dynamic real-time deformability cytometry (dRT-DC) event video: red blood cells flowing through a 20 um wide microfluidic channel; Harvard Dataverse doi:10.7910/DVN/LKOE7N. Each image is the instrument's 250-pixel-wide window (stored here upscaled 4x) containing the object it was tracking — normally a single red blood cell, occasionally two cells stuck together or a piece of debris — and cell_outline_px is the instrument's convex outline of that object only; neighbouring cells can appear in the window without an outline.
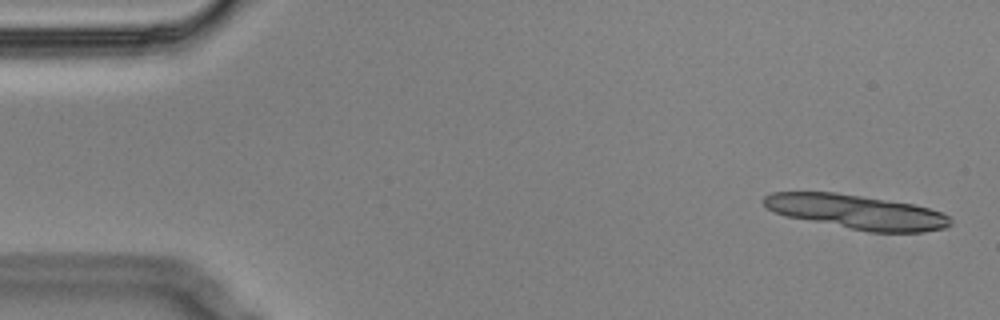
{"species": "Egyptian fruit bat (a non-hibernating species)", "species_latin": "Rousettus aegyptiacus", "temperature_condition": "cold", "stored_images_in_passage": 13, "camera_frame_rate_fps": 3000, "um_per_image_px": 0.085, "animal": {"sex": "male"}, "frame": {"image": 1, "passage_image": 1, "time_ms": 0.0, "image_size_px": [1000, 320], "cell_outline_px": [[952, 224], [944, 228], [924, 232], [868, 232], [784, 216], [768, 208], [760, 200], [764, 196], [772, 192], [836, 192], [912, 204], [928, 208], [940, 212], [948, 216], [952, 220]], "centroid_in_image_um": [72.78, 18.01], "position_along_channel_um": 12.2, "area_um2": 37.28}}